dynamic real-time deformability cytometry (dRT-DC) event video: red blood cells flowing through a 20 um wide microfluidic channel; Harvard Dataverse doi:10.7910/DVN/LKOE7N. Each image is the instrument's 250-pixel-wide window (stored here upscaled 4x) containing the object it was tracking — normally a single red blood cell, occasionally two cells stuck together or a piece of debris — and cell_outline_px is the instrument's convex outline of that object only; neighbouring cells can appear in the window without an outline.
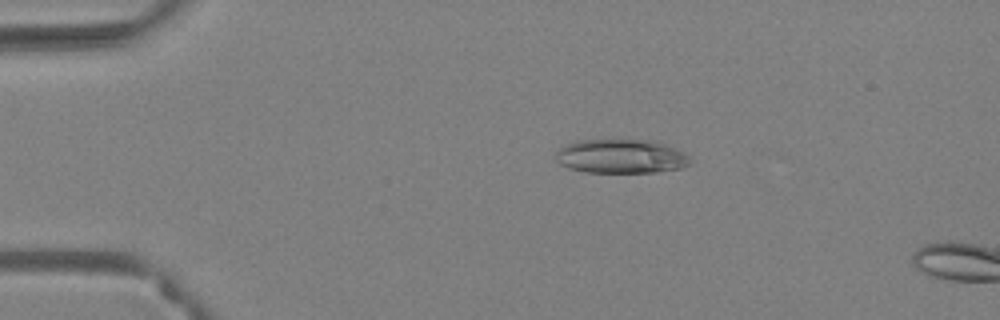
{"species": "Egyptian fruit bat (a non-hibernating species)", "species_latin": "Rousettus aegyptiacus", "temperature_condition": "warm", "stored_images_in_passage": 15, "camera_frame_rate_fps": 3000, "um_per_image_px": 0.085, "animal": {"sex": "female"}, "frame": {"image": 1, "passage_image": 11, "time_ms": 3.333, "image_size_px": [1000, 320], "cell_outline_px": [[688, 164], [680, 168], [656, 172], [584, 172], [568, 168], [560, 164], [556, 160], [556, 152], [560, 148], [576, 140], [648, 140], [664, 144], [684, 152], [688, 156]], "centroid_in_image_um": [52.74, 13.29], "position_along_channel_um": 32.3, "area_um2": 26.41}}